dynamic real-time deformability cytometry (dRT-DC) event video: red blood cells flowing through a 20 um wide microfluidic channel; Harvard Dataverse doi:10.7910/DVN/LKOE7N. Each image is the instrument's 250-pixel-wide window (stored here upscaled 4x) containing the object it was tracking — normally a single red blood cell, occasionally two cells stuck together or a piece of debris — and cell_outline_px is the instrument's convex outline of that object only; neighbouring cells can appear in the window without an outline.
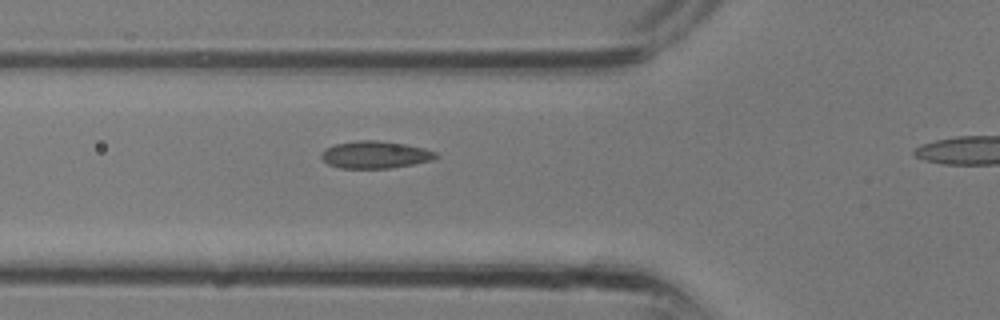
{"species": "common noctule bat (a hibernating species)", "species_latin": "Nyctalus noctula", "temperature_condition": "room temperature", "stored_images_in_passage": 7, "camera_frame_rate_fps": 3000, "um_per_image_px": 0.085, "animal": {"sex": "male", "body_mass_g": 13.3}, "frame": {"image": 1, "passage_image": 6, "time_ms": 1.667, "image_size_px": [1000, 320], "cell_outline_px": [[440, 156], [432, 160], [412, 164], [388, 168], [340, 168], [328, 164], [320, 156], [320, 152], [324, 148], [336, 144], [356, 140], [376, 140], [404, 144], [424, 148], [436, 152]], "centroid_in_image_um": [31.86, 13.14], "position_along_channel_um": 93.9, "area_um2": 18.21}}